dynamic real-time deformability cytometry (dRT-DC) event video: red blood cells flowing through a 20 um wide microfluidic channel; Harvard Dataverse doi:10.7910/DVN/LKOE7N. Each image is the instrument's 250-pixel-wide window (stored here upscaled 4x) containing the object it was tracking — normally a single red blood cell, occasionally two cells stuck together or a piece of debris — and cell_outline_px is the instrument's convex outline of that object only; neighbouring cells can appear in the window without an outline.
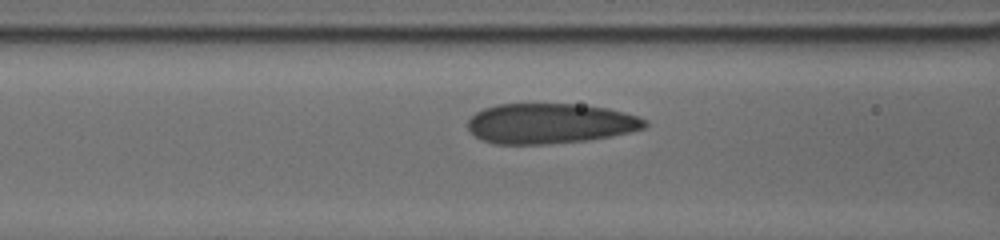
{"species": "human", "species_latin": "Homo sapiens", "temperature_condition": "cold", "stored_images_in_passage": 12, "camera_frame_rate_fps": 3000, "um_per_image_px": 0.085, "donor": {"sex": "male"}, "frame": {"image": 1, "passage_image": 9, "time_ms": 1.667, "image_size_px": [1000, 240], "cell_outline_px": [[648, 124], [644, 128], [628, 132], [608, 136], [584, 140], [540, 144], [496, 144], [484, 140], [476, 136], [468, 128], [468, 120], [476, 112], [484, 108], [496, 104], [576, 104], [608, 108], [624, 112], [636, 116], [644, 120]], "centroid_in_image_um": [46.72, 10.48], "position_along_channel_um": 119.9, "area_um2": 40.98}}